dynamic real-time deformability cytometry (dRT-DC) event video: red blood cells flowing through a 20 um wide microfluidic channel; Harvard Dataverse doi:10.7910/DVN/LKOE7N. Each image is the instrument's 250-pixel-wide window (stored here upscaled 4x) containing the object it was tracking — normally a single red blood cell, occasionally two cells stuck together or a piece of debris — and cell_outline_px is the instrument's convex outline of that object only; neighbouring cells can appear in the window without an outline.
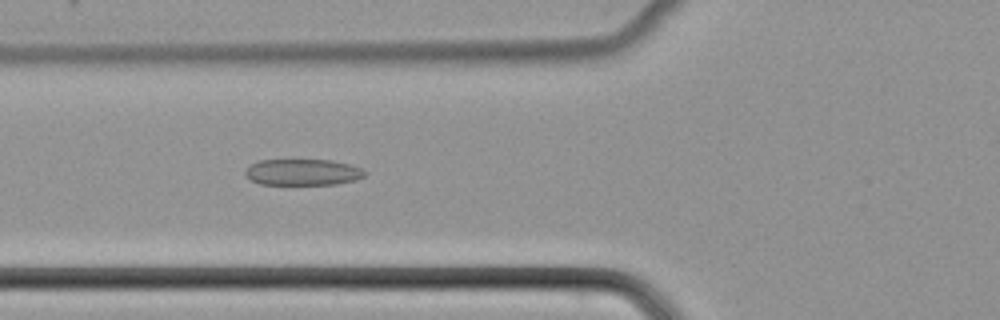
{"species": "common noctule bat (a hibernating species)", "species_latin": "Nyctalus noctula", "temperature_condition": "cold", "stored_images_in_passage": 46, "camera_frame_rate_fps": 3000, "um_per_image_px": 0.085, "animal": {"sex": "female", "body_mass_g": 22.7, "forearm_length_mm": 54.2}, "frame": {"image": 1, "passage_image": 15, "time_ms": 4.667, "image_size_px": [1000, 320], "cell_outline_px": [[368, 172], [364, 176], [356, 180], [336, 184], [260, 184], [252, 180], [244, 172], [252, 164], [260, 160], [332, 160], [364, 168]], "centroid_in_image_um": [25.81, 14.63], "position_along_channel_um": 100.0, "area_um2": 18.21}}
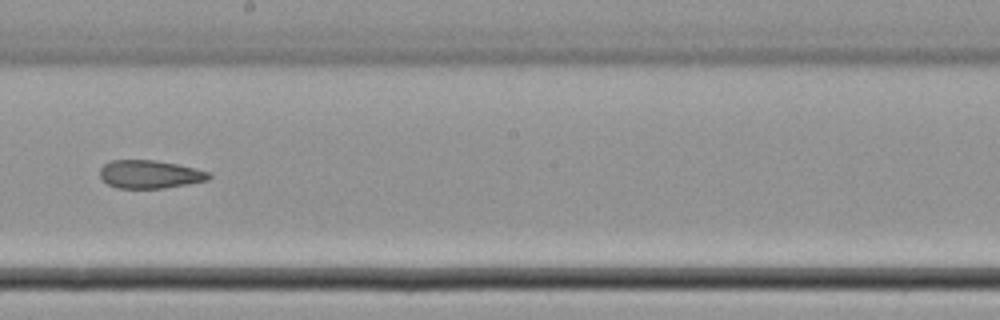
{"frame": {"image": 2, "passage_image": 25, "time_ms": 8.0, "image_size_px": [1000, 320], "cell_outline_px": [[212, 176], [208, 180], [188, 184], [164, 188], [116, 188], [108, 184], [100, 176], [100, 168], [104, 164], [112, 160], [156, 160], [196, 168], [208, 172]], "centroid_in_image_um": [12.74, 14.81], "position_along_channel_um": 235.5, "area_um2": 17.86}}
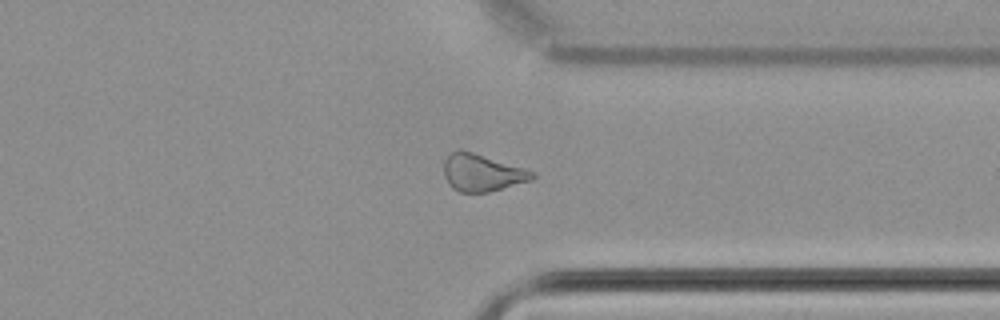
{"frame": {"image": 3, "passage_image": 35, "time_ms": 11.333, "image_size_px": [1000, 320], "cell_outline_px": [[536, 176], [532, 180], [488, 192], [460, 192], [452, 188], [448, 184], [444, 176], [444, 160], [452, 152], [460, 148], [524, 168], [536, 172]], "centroid_in_image_um": [40.96, 14.68], "position_along_channel_um": 370.4, "area_um2": 19.19}}